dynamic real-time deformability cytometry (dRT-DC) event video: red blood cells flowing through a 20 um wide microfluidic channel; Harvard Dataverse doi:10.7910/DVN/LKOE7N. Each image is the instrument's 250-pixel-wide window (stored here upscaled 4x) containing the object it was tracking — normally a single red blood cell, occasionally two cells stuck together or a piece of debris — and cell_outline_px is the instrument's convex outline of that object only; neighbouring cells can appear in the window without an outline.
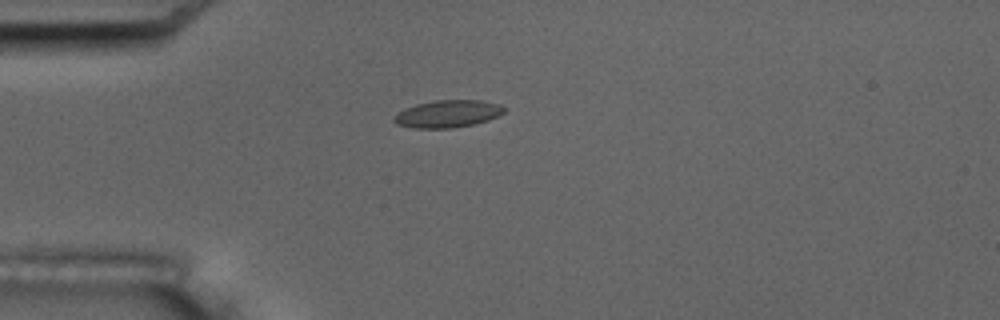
{"species": "common noctule bat (a hibernating species)", "species_latin": "Nyctalus noctula", "temperature_condition": "room temperature", "stored_images_in_passage": 5, "camera_frame_rate_fps": 3000, "um_per_image_px": 0.085, "animal": {"sex": "male", "body_mass_g": 17.5, "forearm_length_mm": 52.3}, "frame": {"image": 1, "passage_image": 4, "time_ms": 4.333, "image_size_px": [1000, 320], "cell_outline_px": [[504, 112], [488, 120], [472, 124], [452, 128], [412, 128], [396, 124], [392, 120], [392, 116], [396, 112], [404, 108], [416, 104], [436, 100], [480, 100], [500, 104], [504, 108]], "centroid_in_image_um": [37.98, 9.67], "position_along_channel_um": 47.0, "area_um2": 17.63}}